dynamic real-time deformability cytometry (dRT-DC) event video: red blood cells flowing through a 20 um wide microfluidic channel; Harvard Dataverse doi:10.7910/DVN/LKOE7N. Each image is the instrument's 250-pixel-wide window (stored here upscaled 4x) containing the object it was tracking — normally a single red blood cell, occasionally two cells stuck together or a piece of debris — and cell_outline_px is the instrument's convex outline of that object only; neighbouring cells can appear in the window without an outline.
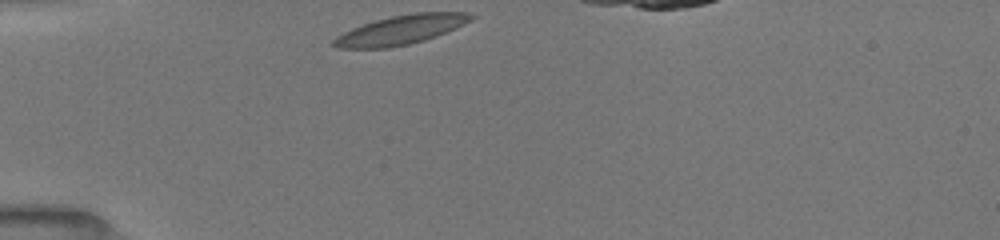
{"species": "common noctule bat (a hibernating species)", "species_latin": "Nyctalus noctula", "temperature_condition": "room temperature", "stored_images_in_passage": 31, "camera_frame_rate_fps": 3000, "um_per_image_px": 0.085, "animal": {"sex": "female", "body_mass_g": 19.5, "forearm_length_mm": 54.1}, "frame": {"image": 1, "passage_image": 1, "time_ms": 0.0, "image_size_px": [1000, 240], "cell_outline_px": [[476, 16], [472, 20], [456, 28], [436, 36], [424, 40], [408, 44], [388, 48], [336, 48], [332, 44], [332, 40], [336, 36], [352, 28], [376, 20], [392, 16], [416, 12], [468, 12]], "centroid_in_image_um": [34.09, 2.53], "position_along_channel_um": 50.9, "area_um2": 23.29}}
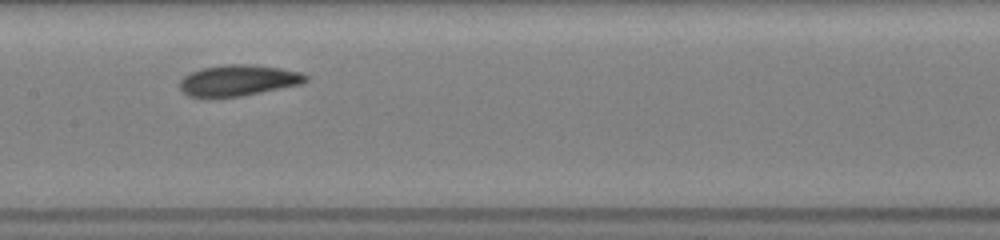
{"frame": {"image": 2, "passage_image": 13, "time_ms": 4.0, "image_size_px": [1000, 240], "cell_outline_px": [[308, 80], [304, 84], [240, 96], [208, 100], [188, 96], [180, 88], [180, 80], [184, 76], [200, 68], [228, 64], [252, 64], [280, 68], [300, 72], [308, 76]], "centroid_in_image_um": [20.23, 6.86], "position_along_channel_um": 187.2, "area_um2": 23.35}}
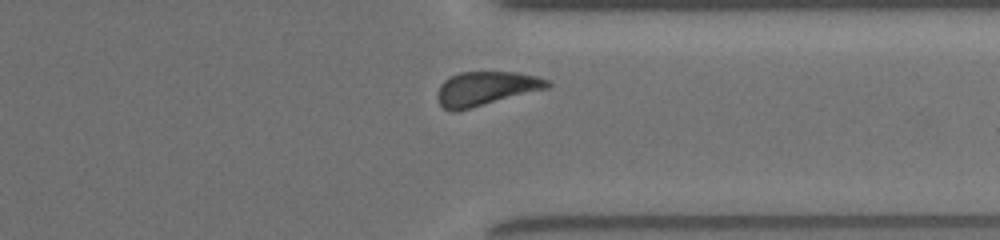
{"frame": {"image": 3, "passage_image": 27, "time_ms": 8.667, "image_size_px": [1000, 240], "cell_outline_px": [[552, 84], [548, 88], [456, 112], [452, 112], [444, 108], [440, 104], [436, 96], [436, 92], [440, 84], [444, 80], [460, 72], [516, 72], [536, 76], [548, 80]], "centroid_in_image_um": [41.27, 7.53], "position_along_channel_um": 370.1, "area_um2": 21.85}, "authors_computed_cell_mechanics": {"area_um2": 22.1952, "velocity_mm_per_s": 3.9212, "shape_relaxation_time_tau1_ms": 1.9792, "shape_relaxation_time_tau2_ms": 2.483, "deformation_change_tau1": 0.0951, "deformation_change_tau2": 0.0917}}